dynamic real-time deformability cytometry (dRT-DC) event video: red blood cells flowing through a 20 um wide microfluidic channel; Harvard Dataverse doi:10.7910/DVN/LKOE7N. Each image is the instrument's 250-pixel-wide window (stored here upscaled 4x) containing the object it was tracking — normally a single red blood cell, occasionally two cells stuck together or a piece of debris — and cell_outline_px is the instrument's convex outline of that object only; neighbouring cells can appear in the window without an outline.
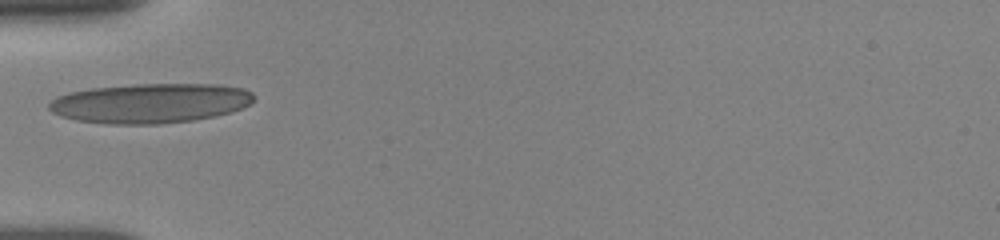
{"species": "human", "species_latin": "Homo sapiens", "temperature_condition": "room temperature", "stored_images_in_passage": 54, "camera_frame_rate_fps": 3000, "um_per_image_px": 0.085, "donor": {"sex": "female"}, "frame": {"image": 1, "passage_image": 1, "time_ms": 0.0, "image_size_px": [1000, 240], "cell_outline_px": [[256, 96], [252, 104], [232, 112], [216, 116], [192, 120], [160, 124], [108, 124], [76, 120], [60, 116], [52, 112], [48, 108], [48, 104], [56, 96], [68, 92], [92, 88], [136, 84], [216, 84], [244, 88], [252, 92]], "centroid_in_image_um": [12.8, 8.77], "position_along_channel_um": 72.2, "area_um2": 47.8}}
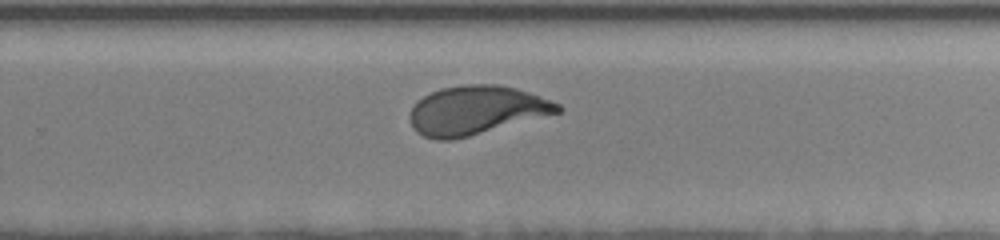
{"frame": {"image": 2, "passage_image": 27, "time_ms": 5.667, "image_size_px": [1000, 240], "cell_outline_px": [[564, 108], [560, 112], [468, 136], [452, 140], [436, 140], [424, 136], [416, 132], [412, 128], [408, 116], [416, 100], [440, 88], [464, 84], [496, 84], [516, 88], [528, 92], [560, 104]], "centroid_in_image_um": [40.43, 9.37], "position_along_channel_um": 289.4, "area_um2": 41.91}}
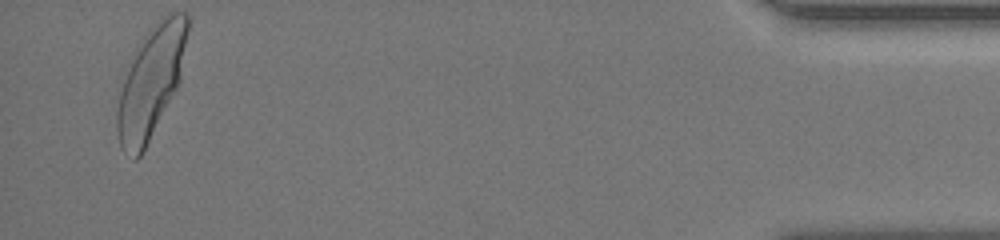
{"frame": {"image": 3, "passage_image": 52, "time_ms": 11.0, "image_size_px": [1000, 240], "cell_outline_px": [[188, 28], [180, 84], [140, 156], [136, 160], [132, 160], [120, 144], [116, 128], [116, 112], [120, 92], [132, 52], [140, 40], [156, 20], [160, 16], [168, 12], [188, 12]], "centroid_in_image_um": [12.84, 6.91], "position_along_channel_um": 422.4, "area_um2": 45.84}, "authors_computed_cell_mechanics": {"area_um2": 42.0784, "velocity_mm_per_s": 3.8218, "shape_relaxation_time_tau1_ms": 3.6795, "shape_relaxation_time_tau2_ms": null, "deformation_change_tau1": 0.1961, "deformation_change_tau2": null}}